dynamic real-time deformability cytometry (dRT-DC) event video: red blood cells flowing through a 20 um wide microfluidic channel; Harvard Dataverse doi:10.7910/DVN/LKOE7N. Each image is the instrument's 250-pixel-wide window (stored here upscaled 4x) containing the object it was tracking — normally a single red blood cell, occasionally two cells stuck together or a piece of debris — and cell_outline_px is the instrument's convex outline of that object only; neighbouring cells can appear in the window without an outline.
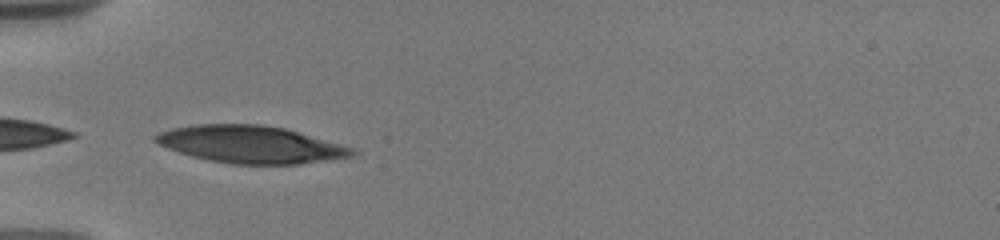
{"species": "human", "species_latin": "Homo sapiens", "temperature_condition": "warm", "stored_images_in_passage": 12, "camera_frame_rate_fps": 3000, "um_per_image_px": 0.085, "donor": {"sex": "male"}, "frame": {"image": 1, "passage_image": 11, "time_ms": 6.0, "image_size_px": [1000, 240], "cell_outline_px": [[360, 152], [352, 156], [300, 164], [232, 164], [208, 160], [192, 156], [168, 148], [152, 140], [152, 136], [160, 132], [172, 128], [192, 124], [264, 124], [284, 128], [356, 148]], "centroid_in_image_um": [21.32, 12.27], "position_along_channel_um": 63.7, "area_um2": 42.89}}